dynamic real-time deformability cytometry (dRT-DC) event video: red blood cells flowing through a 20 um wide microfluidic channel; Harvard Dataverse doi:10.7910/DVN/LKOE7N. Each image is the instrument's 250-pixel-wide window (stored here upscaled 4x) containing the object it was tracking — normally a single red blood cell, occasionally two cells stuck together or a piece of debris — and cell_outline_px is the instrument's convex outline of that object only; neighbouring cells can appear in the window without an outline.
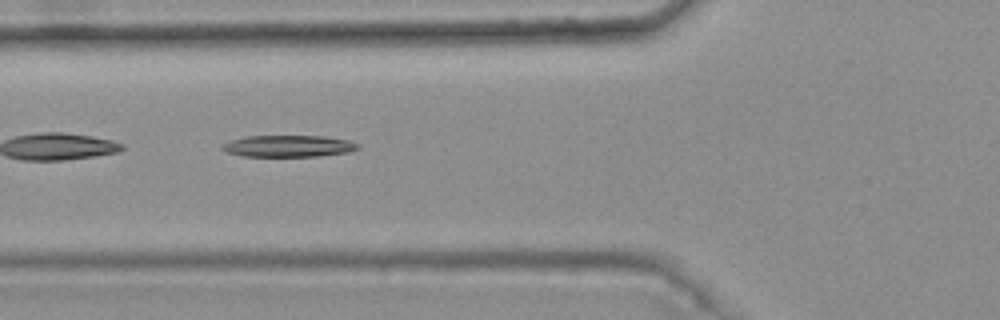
{"species": "common noctule bat (a hibernating species)", "species_latin": "Nyctalus noctula", "temperature_condition": "warm", "stored_images_in_passage": 6, "camera_frame_rate_fps": 3000, "um_per_image_px": 0.085, "animal": {"sex": "female", "body_mass_g": 25.1}, "frame": {"image": 1, "passage_image": 2, "time_ms": 0.333, "image_size_px": [1000, 320], "cell_outline_px": [[360, 148], [348, 152], [320, 156], [240, 156], [224, 152], [220, 148], [228, 140], [244, 136], [324, 136], [348, 140], [360, 144]], "centroid_in_image_um": [24.48, 12.41], "position_along_channel_um": 101.3, "area_um2": 17.34}}
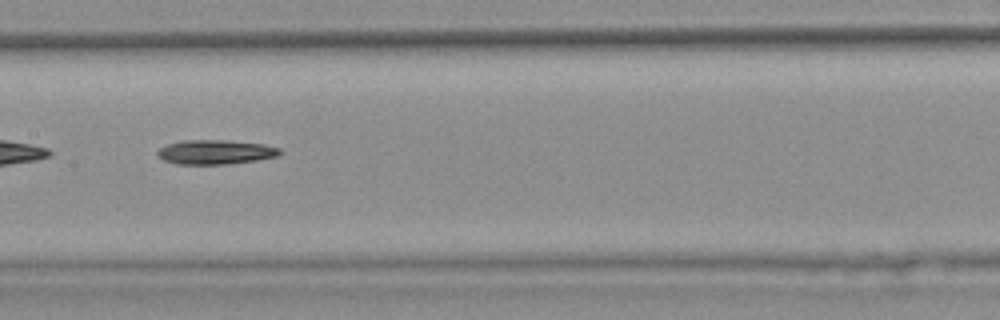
{"frame": {"image": 2, "passage_image": 4, "time_ms": 1.0, "image_size_px": [1000, 320], "cell_outline_px": [[284, 152], [276, 156], [256, 160], [224, 164], [176, 164], [164, 160], [156, 156], [156, 152], [160, 148], [168, 144], [180, 140], [228, 140], [264, 144], [280, 148]], "centroid_in_image_um": [18.3, 12.92], "position_along_channel_um": 189.1, "area_um2": 17.46}}
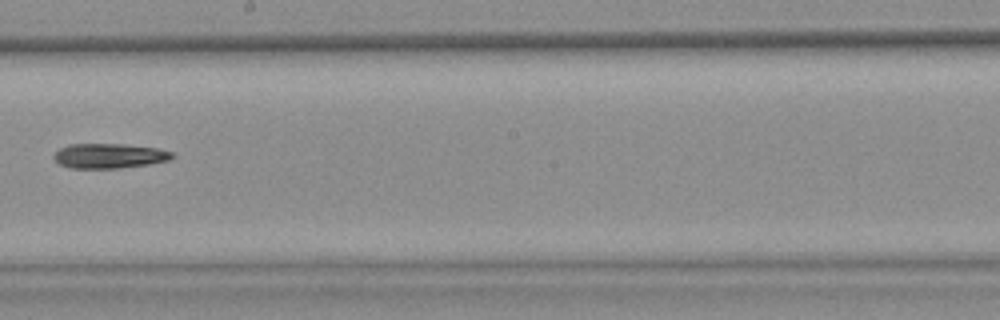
{"frame": {"image": 3, "passage_image": 5, "time_ms": 1.333, "image_size_px": [1000, 320], "cell_outline_px": [[176, 156], [168, 160], [148, 164], [116, 168], [72, 168], [60, 164], [52, 156], [60, 148], [68, 144], [124, 144], [156, 148], [172, 152]], "centroid_in_image_um": [9.28, 13.24], "position_along_channel_um": 238.9, "area_um2": 16.94}}